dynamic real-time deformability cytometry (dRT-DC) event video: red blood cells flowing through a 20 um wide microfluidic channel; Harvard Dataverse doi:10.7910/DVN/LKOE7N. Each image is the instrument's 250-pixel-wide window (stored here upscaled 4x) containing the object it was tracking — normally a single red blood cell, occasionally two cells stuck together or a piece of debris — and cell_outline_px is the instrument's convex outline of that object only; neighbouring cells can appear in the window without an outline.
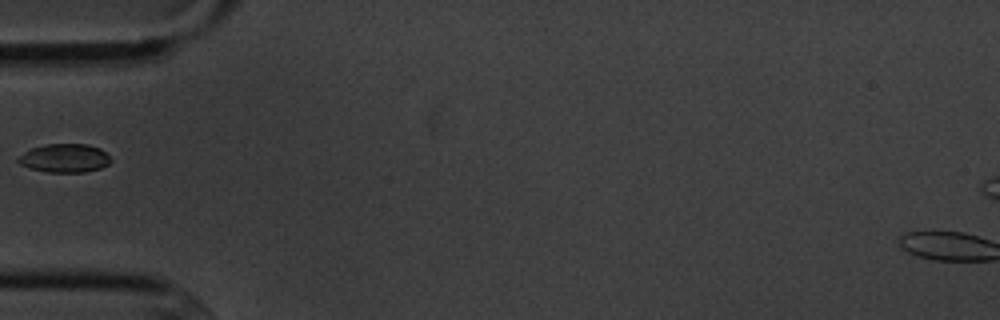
{"species": "common noctule bat (a hibernating species)", "species_latin": "Nyctalus noctula", "temperature_condition": "cold", "stored_images_in_passage": 5, "camera_frame_rate_fps": 3000, "um_per_image_px": 0.085, "animal": {"sex": "male", "body_mass_g": 20.1, "forearm_length_mm": 53.5}, "frame": {"image": 1, "passage_image": 1, "time_ms": 0.0, "image_size_px": [1000, 320], "cell_outline_px": [[112, 160], [108, 164], [100, 168], [84, 172], [48, 172], [28, 168], [20, 164], [16, 160], [24, 152], [32, 148], [44, 144], [88, 144], [100, 148]], "centroid_in_image_um": [5.48, 13.44], "position_along_channel_um": 79.5, "area_um2": 15.37}}
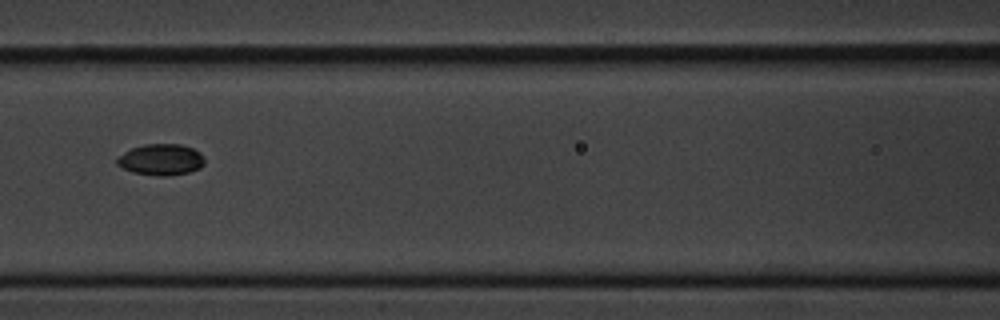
{"frame": {"image": 2, "passage_image": 3, "time_ms": 2.0, "image_size_px": [1000, 320], "cell_outline_px": [[204, 164], [200, 168], [188, 172], [164, 176], [156, 176], [132, 172], [116, 164], [116, 160], [124, 152], [132, 148], [144, 144], [180, 144], [192, 148], [200, 152], [204, 156]], "centroid_in_image_um": [13.7, 13.56], "position_along_channel_um": 152.9, "area_um2": 15.9}}
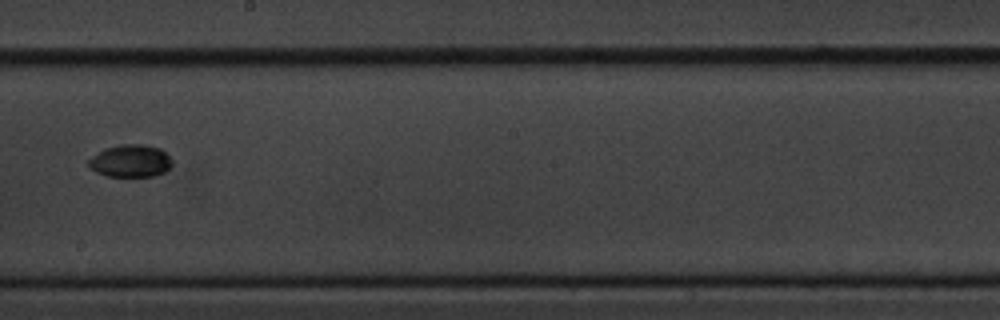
{"frame": {"image": 3, "passage_image": 5, "time_ms": 4.333, "image_size_px": [1000, 320], "cell_outline_px": [[172, 164], [164, 172], [152, 176], [108, 176], [96, 172], [88, 164], [88, 160], [92, 156], [104, 148], [120, 144], [140, 144], [160, 148], [172, 160]], "centroid_in_image_um": [11.08, 13.67], "position_along_channel_um": 237.1, "area_um2": 15.66}}